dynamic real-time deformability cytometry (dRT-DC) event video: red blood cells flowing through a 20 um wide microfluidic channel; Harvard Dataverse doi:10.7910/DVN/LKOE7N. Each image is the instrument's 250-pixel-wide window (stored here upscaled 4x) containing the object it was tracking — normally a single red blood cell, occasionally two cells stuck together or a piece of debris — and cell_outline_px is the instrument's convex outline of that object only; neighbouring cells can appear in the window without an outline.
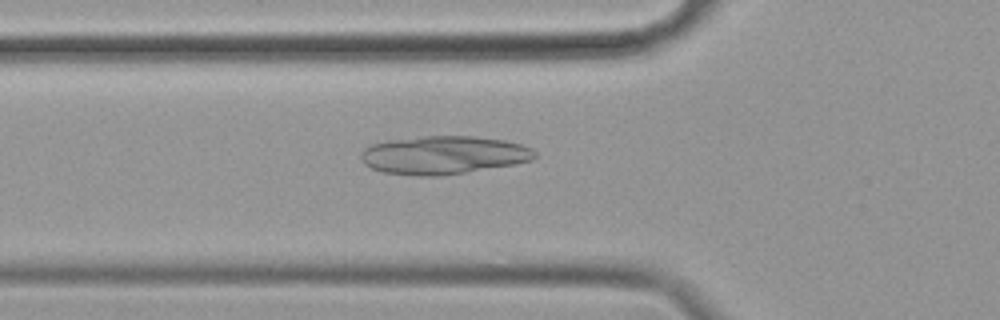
{"species": "common noctule bat (a hibernating species)", "species_latin": "Nyctalus noctula", "temperature_condition": "cold", "stored_images_in_passage": 57, "camera_frame_rate_fps": 3000, "um_per_image_px": 0.085, "animal": {"sex": "female", "body_mass_g": 19.9}, "frame": {"image": 1, "passage_image": 20, "time_ms": 6.333, "image_size_px": [1000, 320], "cell_outline_px": [[536, 156], [532, 160], [516, 164], [444, 176], [416, 176], [384, 172], [372, 168], [364, 164], [360, 156], [360, 152], [364, 148], [372, 144], [388, 140], [424, 136], [476, 136], [504, 140], [520, 144], [532, 148], [536, 152]], "centroid_in_image_um": [37.71, 13.18], "position_along_channel_um": 88.1, "area_um2": 39.02}}
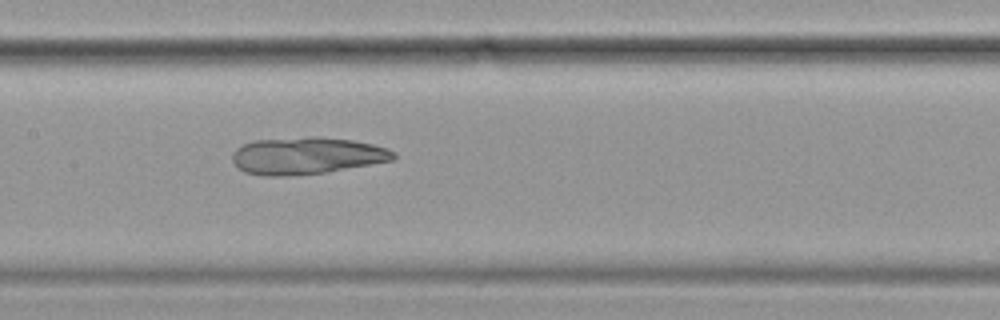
{"frame": {"image": 2, "passage_image": 28, "time_ms": 9.0, "image_size_px": [1000, 320], "cell_outline_px": [[396, 156], [392, 160], [328, 172], [288, 176], [260, 176], [244, 172], [232, 160], [232, 152], [236, 148], [244, 144], [256, 140], [316, 136], [352, 140], [372, 144], [388, 148], [396, 152]], "centroid_in_image_um": [26.06, 13.24], "position_along_channel_um": 181.3, "area_um2": 34.85}}
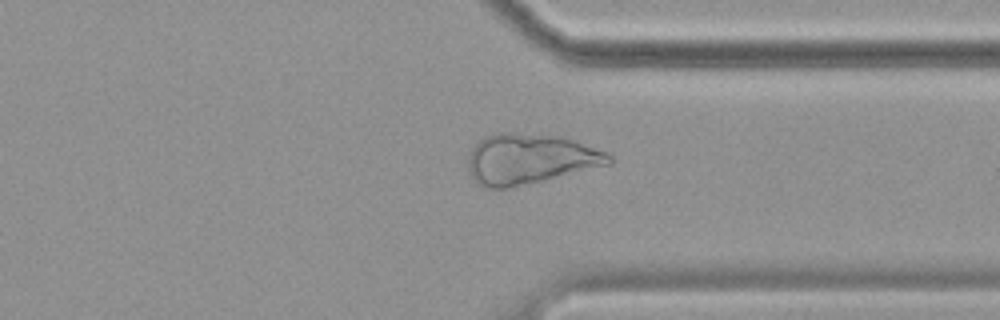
{"frame": {"image": 3, "passage_image": 44, "time_ms": 14.333, "image_size_px": [1000, 320], "cell_outline_px": [[612, 164], [544, 180], [508, 188], [484, 188], [476, 184], [468, 168], [468, 156], [472, 148], [484, 136], [500, 132], [508, 132], [560, 136], [608, 152], [612, 156]], "centroid_in_image_um": [45.03, 13.51], "position_along_channel_um": 366.4, "area_um2": 41.33}}